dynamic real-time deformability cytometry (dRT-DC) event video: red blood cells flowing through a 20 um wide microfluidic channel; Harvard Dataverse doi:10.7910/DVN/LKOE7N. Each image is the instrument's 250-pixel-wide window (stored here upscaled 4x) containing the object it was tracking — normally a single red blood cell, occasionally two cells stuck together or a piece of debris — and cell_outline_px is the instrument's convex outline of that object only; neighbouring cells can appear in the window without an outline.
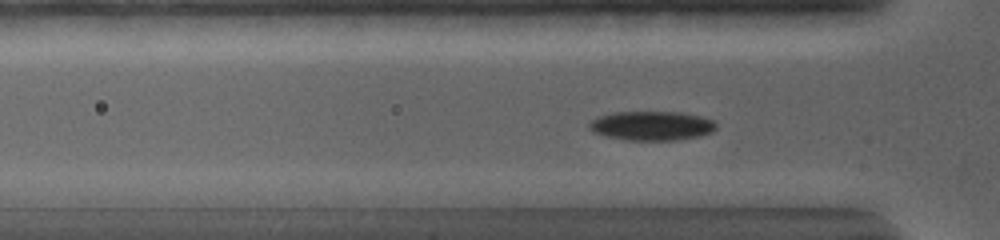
{"species": "common noctule bat (a hibernating species)", "species_latin": "Nyctalus noctula", "temperature_condition": "warm", "stored_images_in_passage": 34, "camera_frame_rate_fps": 5000, "um_per_image_px": 0.085, "animal": {"sex": "female", "body_mass_g": 19.0, "forearm_length_mm": 56.7}, "frame": {"image": 1, "passage_image": 10, "time_ms": 3.8, "image_size_px": [1000, 240], "cell_outline_px": [[716, 128], [712, 132], [700, 136], [676, 140], [624, 140], [604, 136], [592, 132], [588, 128], [588, 124], [592, 120], [600, 116], [612, 112], [680, 112], [700, 116], [712, 120], [716, 124]], "centroid_in_image_um": [55.36, 10.69], "position_along_channel_um": 70.4, "area_um2": 21.73}}
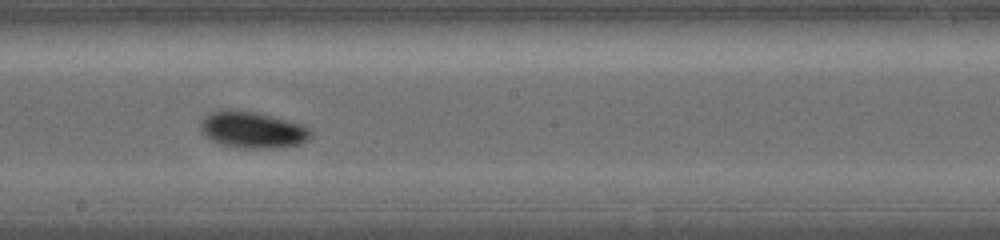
{"frame": {"image": 2, "passage_image": 20, "time_ms": 8.0, "image_size_px": [1000, 240], "cell_outline_px": [[312, 136], [308, 140], [300, 144], [276, 148], [240, 148], [220, 144], [204, 136], [200, 132], [200, 124], [204, 116], [208, 112], [220, 108], [240, 108], [288, 120], [312, 128]], "centroid_in_image_um": [21.42, 11.0], "position_along_channel_um": 226.8, "area_um2": 24.22}}
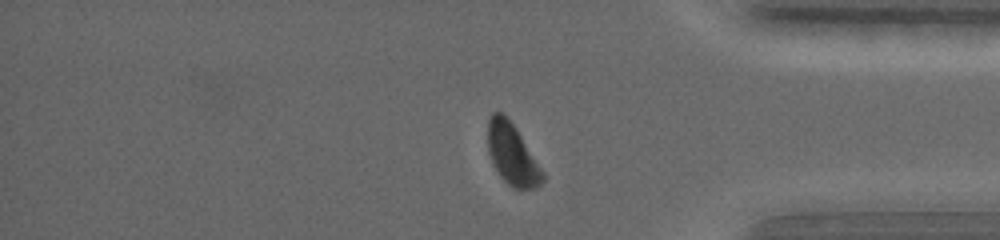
{"frame": {"image": 3, "passage_image": 31, "time_ms": 12.8, "image_size_px": [1000, 240], "cell_outline_px": [[544, 180], [536, 188], [516, 188], [508, 184], [500, 176], [492, 164], [488, 152], [488, 120], [492, 112], [504, 112], [516, 128], [544, 172]], "centroid_in_image_um": [43.52, 13.09], "position_along_channel_um": 391.7, "area_um2": 19.54}, "authors_computed_cell_mechanics": {"area_um2": 21.1548, "velocity_mm_per_s": 3.7233, "shape_relaxation_time_tau1_ms": 2.4629, "shape_relaxation_time_tau2_ms": null, "deformation_change_tau1": 0.1279, "deformation_change_tau2": null}}